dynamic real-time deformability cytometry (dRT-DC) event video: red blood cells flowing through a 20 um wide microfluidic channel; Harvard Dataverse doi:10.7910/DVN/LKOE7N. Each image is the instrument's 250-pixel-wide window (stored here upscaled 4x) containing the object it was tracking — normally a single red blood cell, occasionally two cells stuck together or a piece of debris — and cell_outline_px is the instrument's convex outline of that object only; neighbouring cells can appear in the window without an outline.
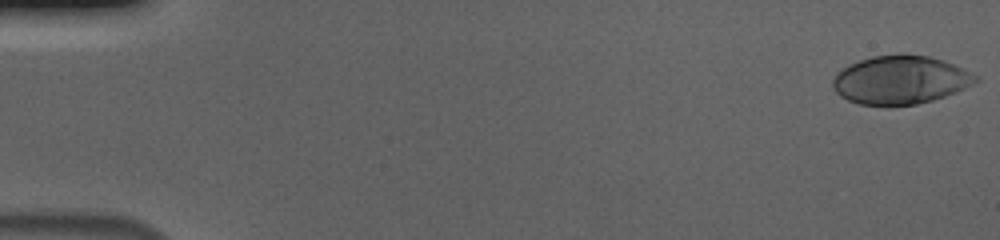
{"species": "human", "species_latin": "Homo sapiens", "temperature_condition": "cold", "stored_images_in_passage": 56, "camera_frame_rate_fps": 3000, "um_per_image_px": 0.085, "donor": {"sex": "male"}, "frame": {"image": 1, "passage_image": 1, "time_ms": 0.0, "image_size_px": [1000, 240], "cell_outline_px": [[980, 80], [956, 92], [932, 100], [916, 104], [860, 104], [848, 100], [840, 96], [832, 88], [832, 80], [836, 72], [860, 60], [872, 56], [900, 52], [904, 52], [928, 56], [944, 60], [964, 68], [980, 76]], "centroid_in_image_um": [76.55, 6.75], "position_along_channel_um": 8.4, "area_um2": 40.52}}
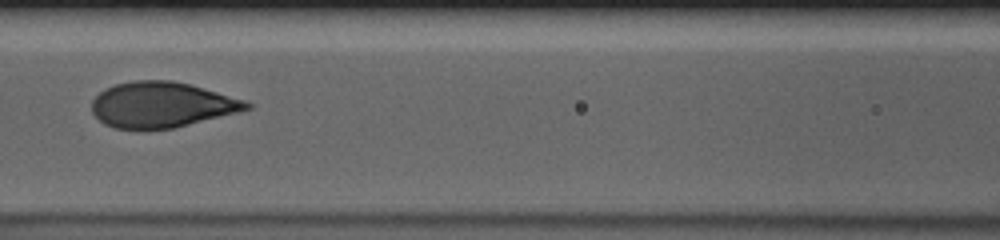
{"frame": {"image": 2, "passage_image": 26, "time_ms": 8.333, "image_size_px": [1000, 240], "cell_outline_px": [[252, 108], [176, 128], [112, 128], [104, 124], [92, 112], [92, 100], [104, 88], [116, 84], [132, 80], [172, 80], [192, 84], [248, 100], [252, 104]], "centroid_in_image_um": [13.78, 8.88], "position_along_channel_um": 152.8, "area_um2": 41.27}}
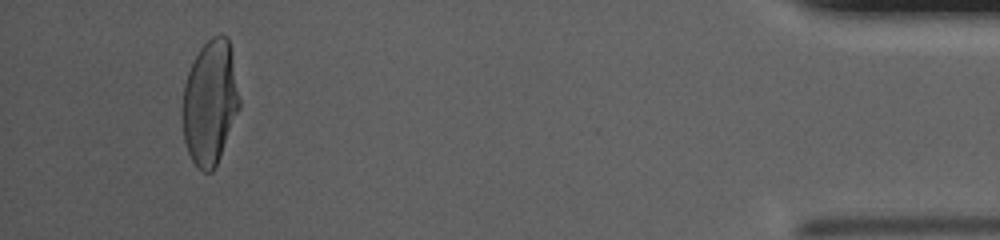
{"frame": {"image": 3, "passage_image": 53, "time_ms": 17.333, "image_size_px": [1000, 240], "cell_outline_px": [[240, 108], [220, 156], [212, 172], [204, 172], [192, 160], [188, 152], [184, 140], [184, 84], [188, 72], [200, 48], [212, 36], [220, 32], [228, 36], [232, 52], [240, 100]], "centroid_in_image_um": [17.89, 8.66], "position_along_channel_um": 417.3, "area_um2": 40.92}, "authors_computed_cell_mechanics": {"area_um2": 41.2981, "velocity_mm_per_s": 3.6702, "shape_relaxation_time_tau1_ms": 4.2899, "shape_relaxation_time_tau2_ms": null, "deformation_change_tau1": 0.2047, "deformation_change_tau2": null}}